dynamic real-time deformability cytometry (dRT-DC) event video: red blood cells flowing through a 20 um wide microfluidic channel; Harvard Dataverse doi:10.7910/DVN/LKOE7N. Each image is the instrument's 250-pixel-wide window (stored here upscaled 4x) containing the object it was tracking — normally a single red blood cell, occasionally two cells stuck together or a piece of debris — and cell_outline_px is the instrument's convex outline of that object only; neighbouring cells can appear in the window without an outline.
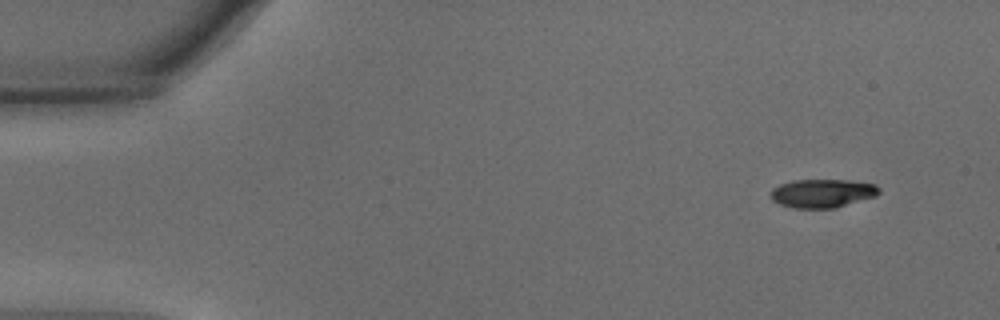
{"species": "common noctule bat (a hibernating species)", "species_latin": "Nyctalus noctula", "temperature_condition": "warm", "stored_images_in_passage": 50, "camera_frame_rate_fps": 3000, "um_per_image_px": 0.085, "animal": {"sex": "male", "body_mass_g": 15.6}, "frame": {"image": 1, "passage_image": 1, "time_ms": 0.0, "image_size_px": [1000, 320], "cell_outline_px": [[880, 192], [876, 196], [836, 208], [796, 208], [780, 204], [772, 200], [772, 188], [780, 184], [792, 180], [848, 180], [876, 184], [880, 188]], "centroid_in_image_um": [69.93, 16.42], "position_along_channel_um": 15.1, "area_um2": 18.03}}
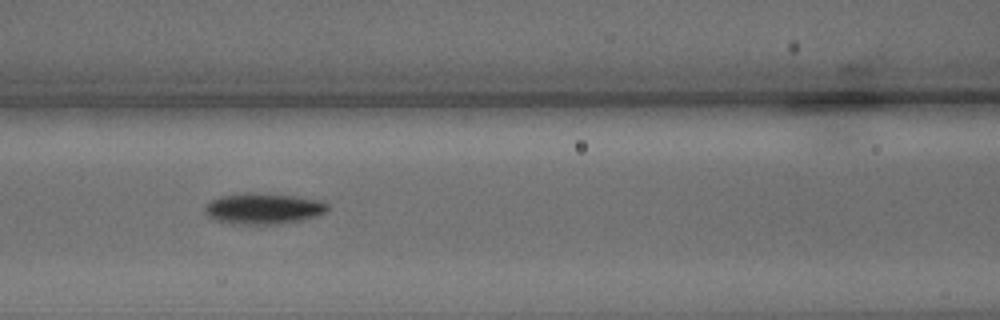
{"frame": {"image": 2, "passage_image": 20, "time_ms": 6.333, "image_size_px": [1000, 320], "cell_outline_px": [[328, 208], [324, 212], [316, 216], [300, 220], [280, 224], [248, 224], [216, 220], [208, 216], [204, 212], [204, 208], [212, 200], [224, 196], [296, 196], [320, 200], [328, 204]], "centroid_in_image_um": [22.45, 17.78], "position_along_channel_um": 144.2, "area_um2": 20.69}}
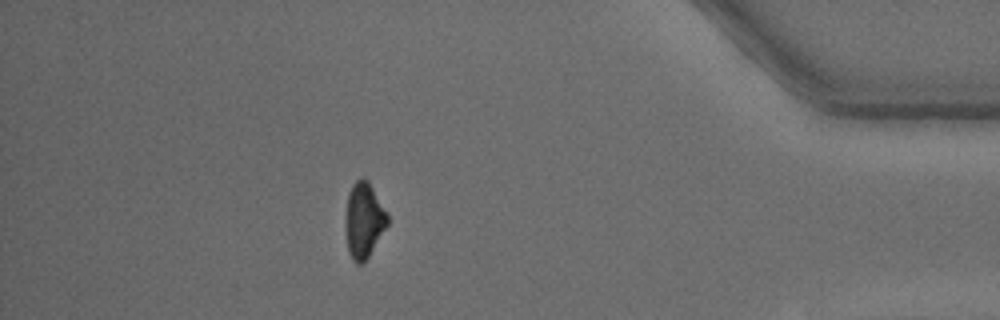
{"frame": {"image": 3, "passage_image": 44, "time_ms": 14.333, "image_size_px": [1000, 320], "cell_outline_px": [[388, 224], [368, 256], [360, 264], [356, 264], [352, 260], [348, 252], [344, 224], [344, 220], [348, 192], [352, 184], [360, 176], [364, 176], [368, 180], [388, 216]], "centroid_in_image_um": [30.88, 18.69], "position_along_channel_um": 404.3, "area_um2": 18.55}, "authors_computed_cell_mechanics": {"area_um2": 19.6809, "velocity_mm_per_s": 3.791, "shape_relaxation_time_tau1_ms": 2.9053, "shape_relaxation_time_tau2_ms": null, "deformation_change_tau1": 0.1387, "deformation_change_tau2": null}}